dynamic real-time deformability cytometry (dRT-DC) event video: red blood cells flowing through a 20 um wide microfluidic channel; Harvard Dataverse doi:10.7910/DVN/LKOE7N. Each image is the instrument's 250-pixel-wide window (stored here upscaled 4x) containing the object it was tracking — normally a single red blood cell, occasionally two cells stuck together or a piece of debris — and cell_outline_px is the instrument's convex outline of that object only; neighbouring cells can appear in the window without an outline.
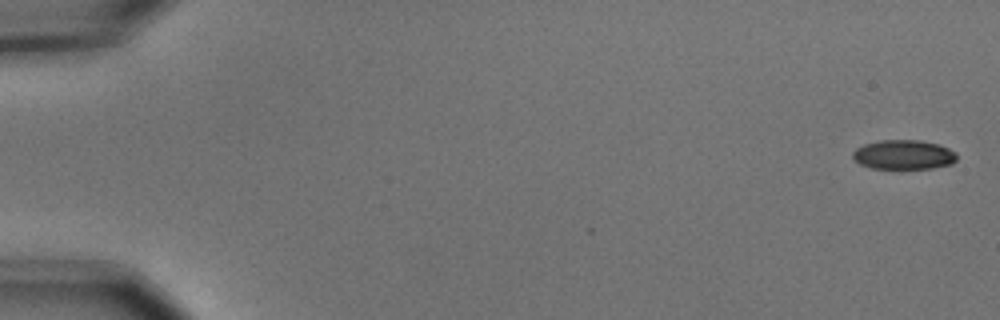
{"species": "common noctule bat (a hibernating species)", "species_latin": "Nyctalus noctula", "temperature_condition": "cold", "stored_images_in_passage": 15, "camera_frame_rate_fps": 3000, "um_per_image_px": 0.085, "animal": {"sex": "male", "body_mass_g": 15.6}, "frame": {"image": 1, "passage_image": 1, "time_ms": 0.0, "image_size_px": [1000, 320], "cell_outline_px": [[956, 160], [952, 164], [932, 168], [872, 168], [860, 164], [852, 156], [852, 152], [856, 148], [864, 144], [880, 140], [920, 140], [940, 144], [956, 152]], "centroid_in_image_um": [76.82, 13.14], "position_along_channel_um": 8.2, "area_um2": 17.86}}
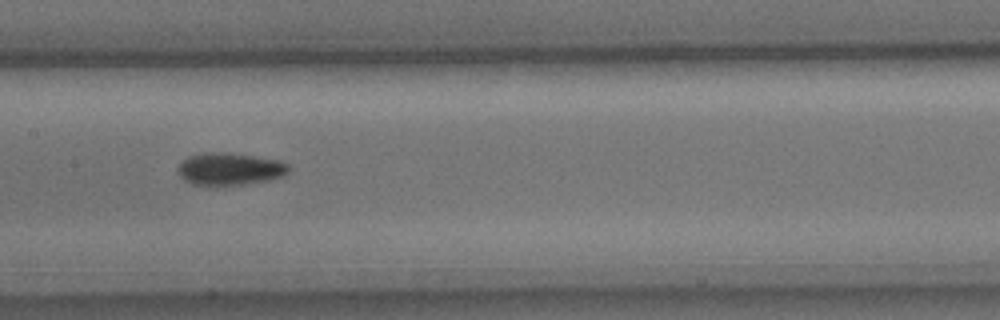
{"frame": {"image": 2, "passage_image": 8, "time_ms": 2.333, "image_size_px": [1000, 320], "cell_outline_px": [[288, 172], [284, 176], [268, 180], [244, 184], [192, 184], [184, 180], [180, 176], [176, 168], [188, 156], [200, 152], [228, 152], [280, 160], [288, 164]], "centroid_in_image_um": [19.52, 14.33], "position_along_channel_um": 187.9, "area_um2": 20.81}}
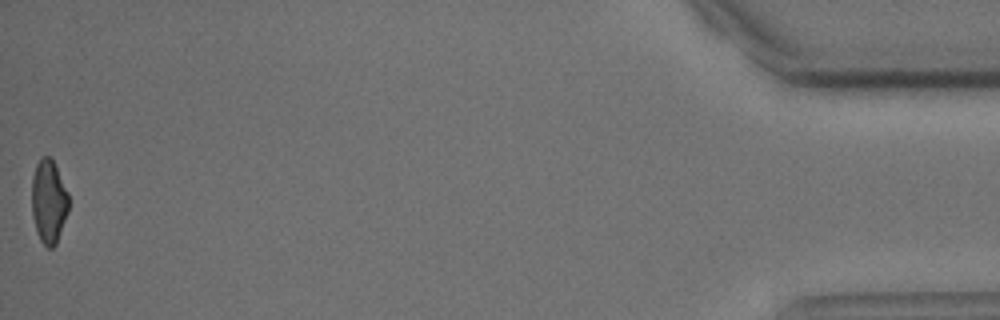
{"frame": {"image": 3, "passage_image": 15, "time_ms": 4.667, "image_size_px": [1000, 320], "cell_outline_px": [[68, 212], [56, 244], [52, 248], [48, 248], [40, 240], [36, 232], [32, 216], [32, 176], [36, 164], [40, 156], [52, 156], [68, 192]], "centroid_in_image_um": [4.13, 17.09], "position_along_channel_um": 431.1, "area_um2": 18.26}}